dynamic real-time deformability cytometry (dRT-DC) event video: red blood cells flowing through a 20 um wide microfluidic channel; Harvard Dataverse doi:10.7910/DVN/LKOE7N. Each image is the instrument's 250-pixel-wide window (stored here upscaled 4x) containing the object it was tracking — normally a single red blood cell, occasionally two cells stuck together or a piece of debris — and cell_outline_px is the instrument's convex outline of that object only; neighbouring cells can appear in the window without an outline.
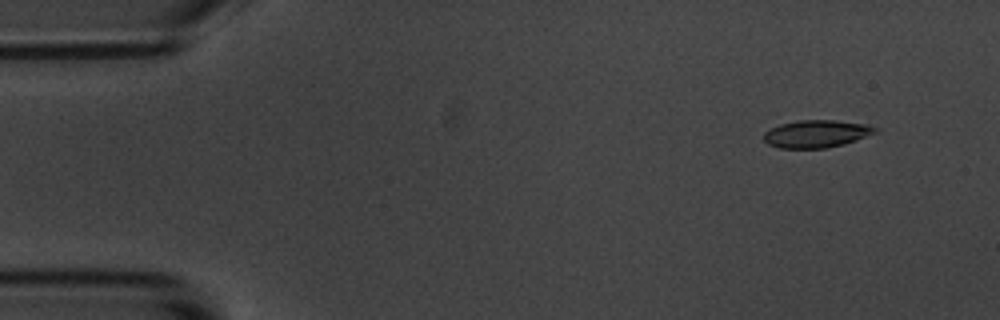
{"species": "common noctule bat (a hibernating species)", "species_latin": "Nyctalus noctula", "temperature_condition": "room temperature", "stored_images_in_passage": 15, "camera_frame_rate_fps": 3000, "um_per_image_px": 0.085, "animal": {"sex": "male", "body_mass_g": 20.1, "forearm_length_mm": 53.5}, "frame": {"image": 1, "passage_image": 2, "time_ms": 1.333, "image_size_px": [1000, 320], "cell_outline_px": [[880, 128], [876, 132], [856, 140], [844, 144], [824, 148], [780, 148], [768, 144], [764, 140], [764, 132], [780, 124], [796, 120], [836, 120], [864, 124]], "centroid_in_image_um": [69.39, 11.37], "position_along_channel_um": 15.6, "area_um2": 17.8}}
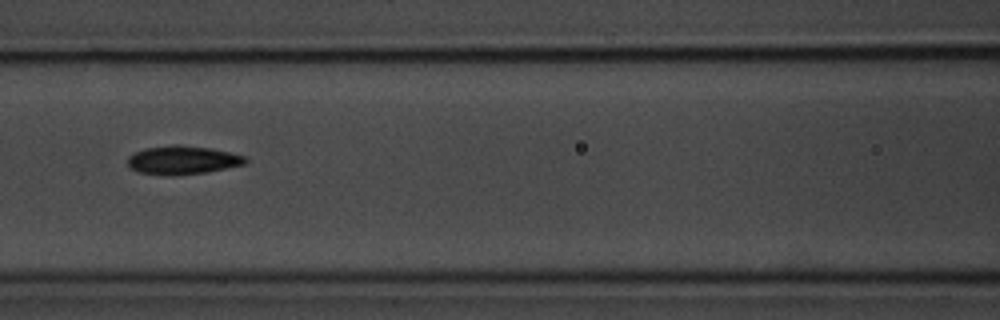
{"frame": {"image": 2, "passage_image": 7, "time_ms": 8.0, "image_size_px": [1000, 320], "cell_outline_px": [[248, 160], [244, 164], [204, 172], [172, 176], [168, 176], [136, 172], [128, 168], [128, 156], [144, 148], [172, 144], [180, 144], [208, 148], [248, 156]], "centroid_in_image_um": [15.47, 13.6], "position_along_channel_um": 151.1, "area_um2": 19.71}}
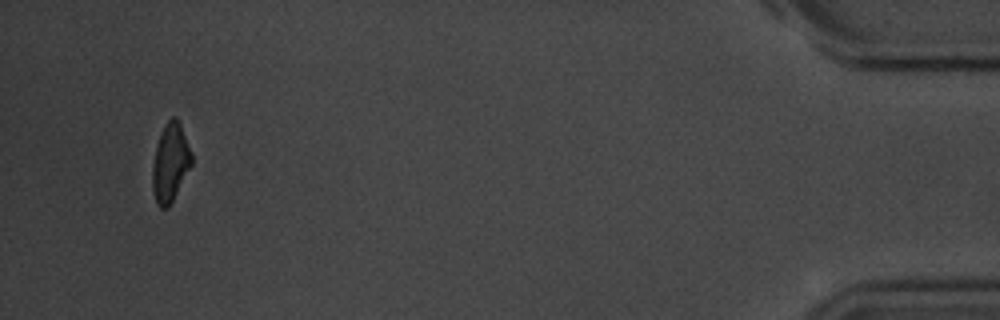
{"frame": {"image": 3, "passage_image": 15, "time_ms": 18.0, "image_size_px": [1000, 320], "cell_outline_px": [[192, 164], [168, 208], [160, 208], [156, 204], [152, 188], [152, 168], [156, 148], [160, 132], [164, 124], [172, 116], [176, 116], [180, 124], [192, 152]], "centroid_in_image_um": [14.47, 13.82], "position_along_channel_um": 420.7, "area_um2": 17.86}, "authors_computed_cell_mechanics": {"area_um2": 18.6694, "velocity_mm_per_s": 3.4792, "shape_relaxation_time_tau1_ms": 2.0487, "shape_relaxation_time_tau2_ms": 3.742, "deformation_change_tau1": 0.1101, "deformation_change_tau2": 0.0817}}